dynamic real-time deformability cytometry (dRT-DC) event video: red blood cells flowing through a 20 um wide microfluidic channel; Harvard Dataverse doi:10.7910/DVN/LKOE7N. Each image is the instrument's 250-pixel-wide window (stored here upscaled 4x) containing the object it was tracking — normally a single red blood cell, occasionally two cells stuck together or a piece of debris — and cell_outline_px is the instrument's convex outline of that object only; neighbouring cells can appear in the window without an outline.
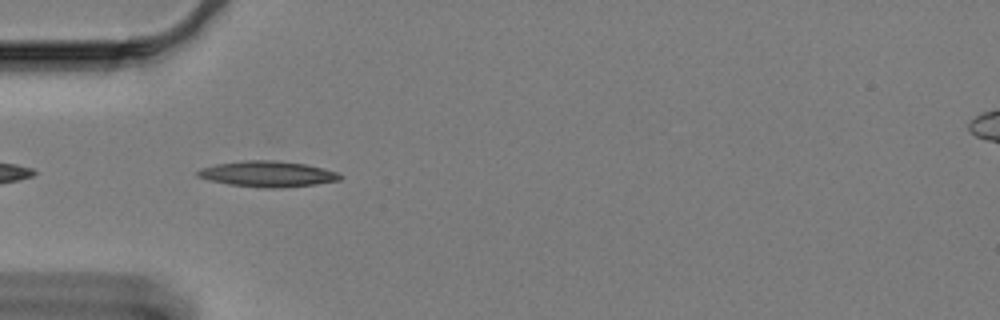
{"species": "Egyptian fruit bat (a non-hibernating species)", "species_latin": "Rousettus aegyptiacus", "temperature_condition": "cold", "stored_images_in_passage": 43, "camera_frame_rate_fps": 3000, "um_per_image_px": 0.085, "animal": {"sex": "female"}, "frame": {"image": 1, "passage_image": 3, "time_ms": 0.667, "image_size_px": [1000, 320], "cell_outline_px": [[344, 176], [340, 180], [316, 184], [280, 188], [264, 188], [228, 184], [196, 176], [196, 172], [200, 168], [216, 164], [244, 160], [276, 160], [304, 164], [324, 168], [336, 172]], "centroid_in_image_um": [22.76, 14.78], "position_along_channel_um": 62.2, "area_um2": 21.39}}
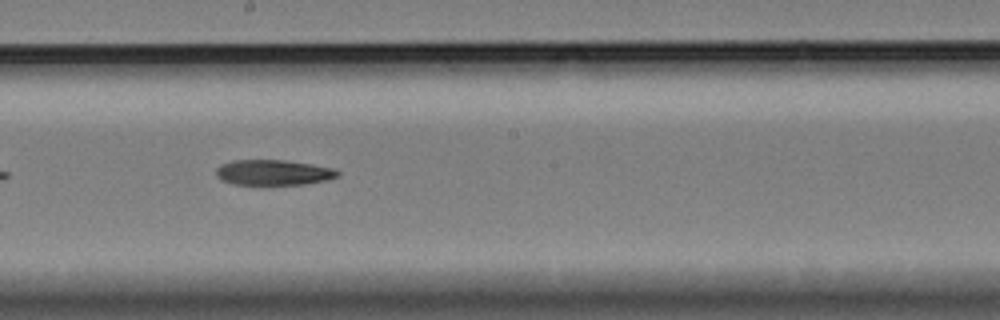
{"frame": {"image": 2, "passage_image": 18, "time_ms": 5.667, "image_size_px": [1000, 320], "cell_outline_px": [[340, 176], [328, 180], [304, 184], [232, 184], [220, 180], [216, 176], [216, 168], [220, 164], [232, 160], [284, 160], [312, 164], [332, 168], [340, 172]], "centroid_in_image_um": [23.22, 14.66], "position_along_channel_um": 225.0, "area_um2": 18.09}}
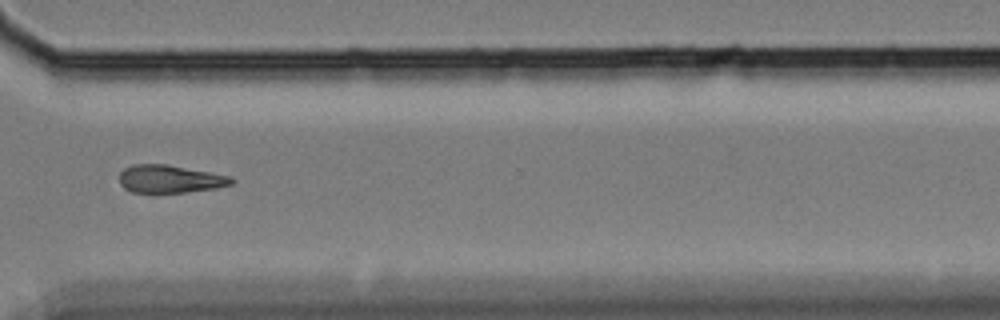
{"frame": {"image": 3, "passage_image": 30, "time_ms": 9.667, "image_size_px": [1000, 320], "cell_outline_px": [[236, 180], [232, 184], [216, 188], [184, 192], [132, 192], [124, 188], [120, 184], [120, 172], [124, 168], [132, 164], [164, 164], [232, 176]], "centroid_in_image_um": [14.45, 15.21], "position_along_channel_um": 356.2, "area_um2": 18.09}}